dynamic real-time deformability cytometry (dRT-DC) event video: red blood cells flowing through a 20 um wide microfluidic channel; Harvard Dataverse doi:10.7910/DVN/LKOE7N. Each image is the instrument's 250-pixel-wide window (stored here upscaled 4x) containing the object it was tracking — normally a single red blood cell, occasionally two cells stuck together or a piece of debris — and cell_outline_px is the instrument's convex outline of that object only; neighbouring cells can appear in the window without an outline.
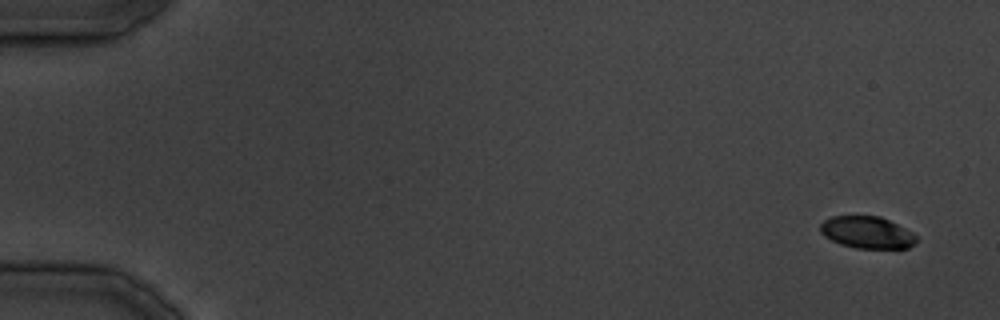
{"species": "common noctule bat (a hibernating species)", "species_latin": "Nyctalus noctula", "temperature_condition": "cold", "stored_images_in_passage": 11, "camera_frame_rate_fps": 3000, "um_per_image_px": 0.085, "animal": {"sex": "male", "body_mass_g": 19.5, "forearm_length_mm": 54.6}, "frame": {"image": 1, "passage_image": 1, "time_ms": 0.0, "image_size_px": [1000, 320], "cell_outline_px": [[916, 244], [908, 248], [856, 248], [840, 244], [824, 236], [820, 232], [820, 224], [824, 220], [832, 216], [880, 216], [912, 232], [916, 236]], "centroid_in_image_um": [73.69, 19.76], "position_along_channel_um": 11.3, "area_um2": 17.86}}